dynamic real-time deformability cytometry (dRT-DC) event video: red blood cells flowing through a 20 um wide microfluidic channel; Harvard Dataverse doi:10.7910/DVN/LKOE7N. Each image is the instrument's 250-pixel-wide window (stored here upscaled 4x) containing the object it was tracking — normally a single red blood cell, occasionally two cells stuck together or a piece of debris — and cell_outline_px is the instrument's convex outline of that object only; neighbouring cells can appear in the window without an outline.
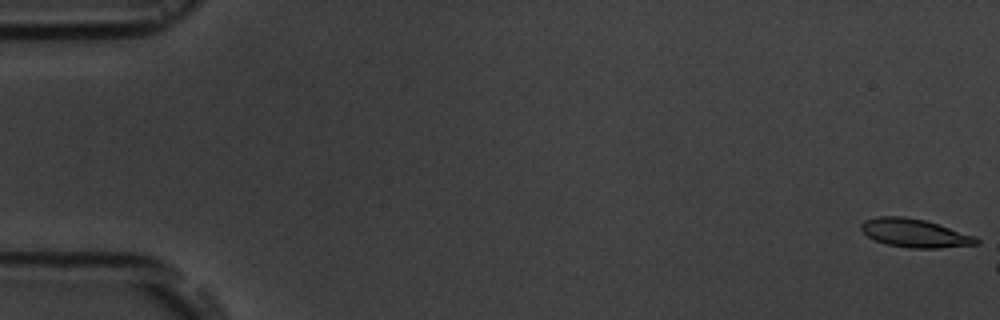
{"species": "common noctule bat (a hibernating species)", "species_latin": "Nyctalus noctula", "temperature_condition": "room temperature", "stored_images_in_passage": 5, "camera_frame_rate_fps": 3000, "um_per_image_px": 0.085, "animal": {"sex": "male", "body_mass_g": 19.5, "forearm_length_mm": 54.6}, "frame": {"image": 1, "passage_image": 1, "time_ms": 0.0, "image_size_px": [1000, 320], "cell_outline_px": [[980, 244], [940, 248], [908, 248], [888, 244], [876, 240], [868, 236], [860, 228], [860, 224], [864, 220], [880, 216], [904, 216], [924, 220], [976, 236], [980, 240]], "centroid_in_image_um": [77.77, 19.81], "position_along_channel_um": 7.2, "area_um2": 19.02}}